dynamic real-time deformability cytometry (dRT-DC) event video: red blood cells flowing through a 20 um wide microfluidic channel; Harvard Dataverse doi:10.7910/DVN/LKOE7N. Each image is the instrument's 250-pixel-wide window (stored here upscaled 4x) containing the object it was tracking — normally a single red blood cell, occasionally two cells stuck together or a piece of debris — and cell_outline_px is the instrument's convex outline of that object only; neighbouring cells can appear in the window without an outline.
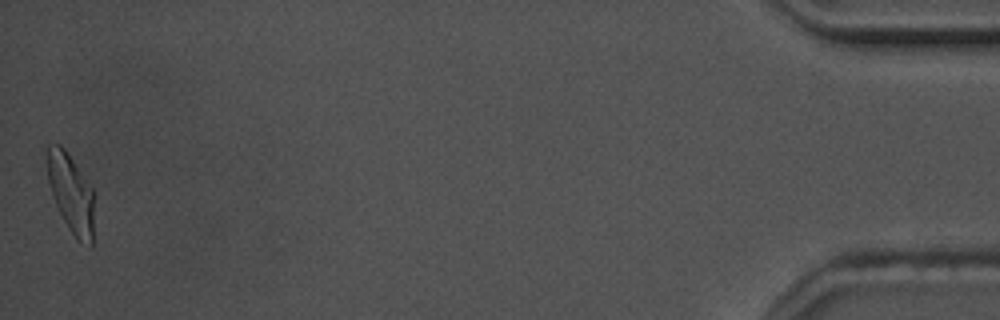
{"species": "common noctule bat (a hibernating species)", "species_latin": "Nyctalus noctula", "temperature_condition": "warm", "stored_images_in_passage": 57, "camera_frame_rate_fps": 3000, "um_per_image_px": 0.085, "animal": {"sex": "male", "body_mass_g": 17.5, "forearm_length_mm": 52.3}, "frame": {"image": 1, "passage_image": 57, "time_ms": 18.667, "image_size_px": [1000, 320], "cell_outline_px": [[92, 248], [76, 240], [68, 228], [52, 196], [48, 180], [48, 144], [60, 144], [64, 148], [92, 188]], "centroid_in_image_um": [6.02, 16.46], "position_along_channel_um": 429.2, "area_um2": 20.98}, "authors_computed_cell_mechanics": {"area_um2": 21.9062, "velocity_mm_per_s": 3.5814, "shape_relaxation_time_tau1_ms": 5.028, "shape_relaxation_time_tau2_ms": 2.7814, "deformation_change_tau1": 0.1944, "deformation_change_tau2": 0.1048}}